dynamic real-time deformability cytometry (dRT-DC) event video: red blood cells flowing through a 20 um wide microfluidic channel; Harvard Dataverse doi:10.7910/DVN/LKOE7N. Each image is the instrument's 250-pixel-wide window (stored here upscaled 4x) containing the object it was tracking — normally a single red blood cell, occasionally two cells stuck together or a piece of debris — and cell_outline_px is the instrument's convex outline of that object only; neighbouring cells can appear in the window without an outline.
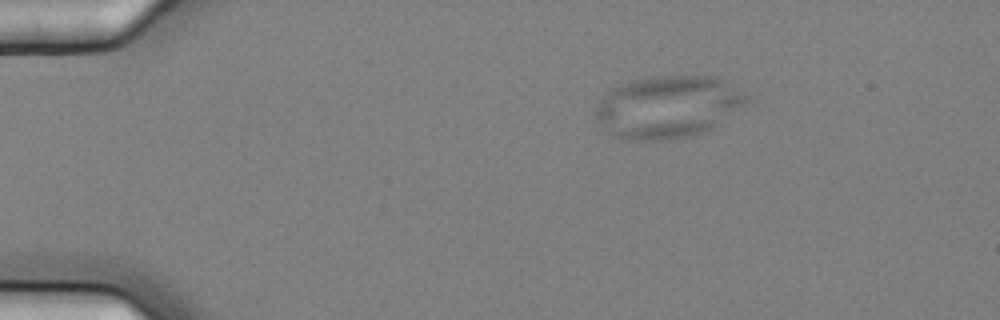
{"species": "common noctule bat (a hibernating species)", "species_latin": "Nyctalus noctula", "temperature_condition": "cold", "stored_images_in_passage": 3, "camera_frame_rate_fps": 3000, "um_per_image_px": 0.085, "animal": {"sex": "female", "body_mass_g": 25.1}, "frame": {"image": 1, "passage_image": 1, "time_ms": 0.0, "image_size_px": [1000, 320], "cell_outline_px": [[748, 100], [744, 104], [712, 128], [704, 132], [688, 136], [660, 140], [628, 140], [616, 136], [608, 132], [604, 128], [596, 116], [596, 108], [600, 100], [612, 88], [620, 84], [636, 80], [660, 76], [720, 76], [748, 96]], "centroid_in_image_um": [56.77, 9.07], "position_along_channel_um": 28.2, "area_um2": 54.1}}